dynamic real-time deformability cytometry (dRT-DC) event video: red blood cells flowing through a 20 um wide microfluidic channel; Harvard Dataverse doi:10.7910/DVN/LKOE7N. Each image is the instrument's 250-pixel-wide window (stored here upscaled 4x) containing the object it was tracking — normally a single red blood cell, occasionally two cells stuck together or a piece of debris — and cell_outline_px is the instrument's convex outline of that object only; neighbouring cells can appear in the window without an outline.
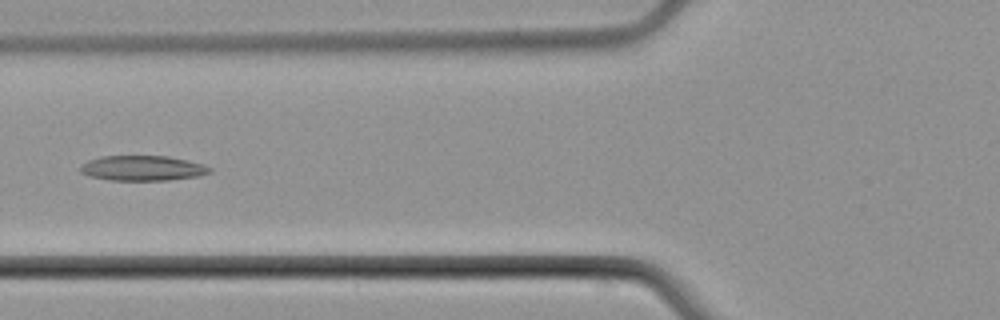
{"species": "common noctule bat (a hibernating species)", "species_latin": "Nyctalus noctula", "temperature_condition": "cold", "stored_images_in_passage": 6, "camera_frame_rate_fps": 3000, "um_per_image_px": 0.085, "animal": {"sex": "male", "body_mass_g": 21.5, "forearm_length_mm": 52.0}, "frame": {"image": 1, "passage_image": 6, "time_ms": 7.333, "image_size_px": [1000, 320], "cell_outline_px": [[212, 172], [200, 176], [168, 180], [108, 180], [88, 176], [80, 172], [80, 168], [88, 160], [100, 156], [168, 156], [204, 164], [212, 168]], "centroid_in_image_um": [12.14, 14.3], "position_along_channel_um": 113.7, "area_um2": 19.02}}